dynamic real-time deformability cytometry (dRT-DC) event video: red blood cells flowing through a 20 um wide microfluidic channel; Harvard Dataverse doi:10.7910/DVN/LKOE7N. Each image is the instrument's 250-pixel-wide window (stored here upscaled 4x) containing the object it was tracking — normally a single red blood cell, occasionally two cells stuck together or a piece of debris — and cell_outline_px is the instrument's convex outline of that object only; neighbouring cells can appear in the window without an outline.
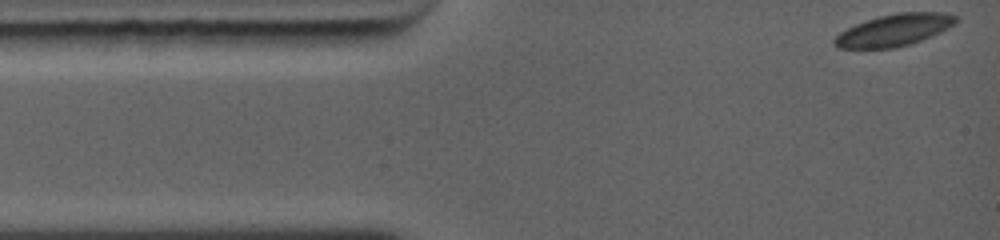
{"species": "common noctule bat (a hibernating species)", "species_latin": "Nyctalus noctula", "temperature_condition": "warm", "stored_images_in_passage": 19, "camera_frame_rate_fps": 5000, "um_per_image_px": 0.085, "animal": {"sex": "female", "body_mass_g": 19.0, "forearm_length_mm": 56.7}, "frame": {"image": 1, "passage_image": 1, "time_ms": 0.0, "image_size_px": [1000, 240], "cell_outline_px": [[960, 20], [956, 24], [932, 36], [908, 44], [892, 48], [836, 48], [832, 44], [832, 40], [840, 32], [856, 24], [880, 16], [896, 12], [944, 12], [956, 16]], "centroid_in_image_um": [76.02, 2.55], "position_along_channel_um": 9.0, "area_um2": 22.54}}
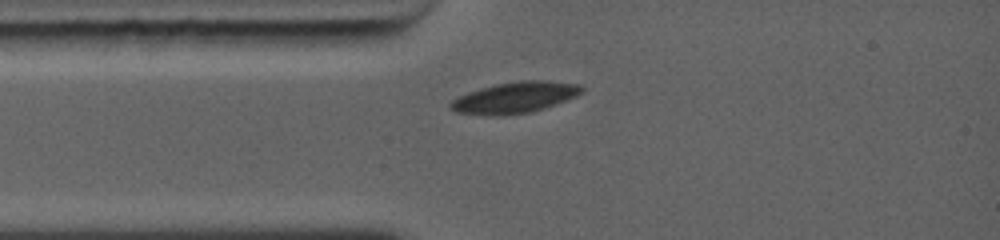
{"frame": {"image": 2, "passage_image": 16, "time_ms": 2.2, "image_size_px": [1000, 240], "cell_outline_px": [[584, 88], [576, 96], [544, 108], [532, 112], [500, 116], [492, 116], [456, 112], [448, 104], [452, 100], [468, 92], [496, 84], [520, 80], [544, 80], [580, 84]], "centroid_in_image_um": [43.76, 8.29], "position_along_channel_um": 41.2, "area_um2": 23.64}}